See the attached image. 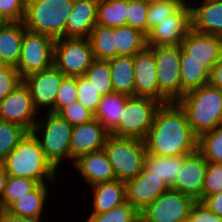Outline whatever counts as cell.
Returning <instances> with one entry per match:
<instances>
[{"label": "cell", "mask_w": 222, "mask_h": 222, "mask_svg": "<svg viewBox=\"0 0 222 222\" xmlns=\"http://www.w3.org/2000/svg\"><path fill=\"white\" fill-rule=\"evenodd\" d=\"M41 114L35 108L28 87L22 82L0 101V120L17 124L31 132Z\"/></svg>", "instance_id": "12"}, {"label": "cell", "mask_w": 222, "mask_h": 222, "mask_svg": "<svg viewBox=\"0 0 222 222\" xmlns=\"http://www.w3.org/2000/svg\"><path fill=\"white\" fill-rule=\"evenodd\" d=\"M75 0H27L23 24L27 31L64 38Z\"/></svg>", "instance_id": "5"}, {"label": "cell", "mask_w": 222, "mask_h": 222, "mask_svg": "<svg viewBox=\"0 0 222 222\" xmlns=\"http://www.w3.org/2000/svg\"><path fill=\"white\" fill-rule=\"evenodd\" d=\"M101 95L85 76H77V101L94 114L98 108Z\"/></svg>", "instance_id": "40"}, {"label": "cell", "mask_w": 222, "mask_h": 222, "mask_svg": "<svg viewBox=\"0 0 222 222\" xmlns=\"http://www.w3.org/2000/svg\"><path fill=\"white\" fill-rule=\"evenodd\" d=\"M58 114L72 126L84 124L95 119L94 113L84 107L80 102H72L63 107Z\"/></svg>", "instance_id": "43"}, {"label": "cell", "mask_w": 222, "mask_h": 222, "mask_svg": "<svg viewBox=\"0 0 222 222\" xmlns=\"http://www.w3.org/2000/svg\"><path fill=\"white\" fill-rule=\"evenodd\" d=\"M27 133L28 131L22 126L0 120V163Z\"/></svg>", "instance_id": "37"}, {"label": "cell", "mask_w": 222, "mask_h": 222, "mask_svg": "<svg viewBox=\"0 0 222 222\" xmlns=\"http://www.w3.org/2000/svg\"><path fill=\"white\" fill-rule=\"evenodd\" d=\"M5 21L0 17V25L4 24Z\"/></svg>", "instance_id": "53"}, {"label": "cell", "mask_w": 222, "mask_h": 222, "mask_svg": "<svg viewBox=\"0 0 222 222\" xmlns=\"http://www.w3.org/2000/svg\"><path fill=\"white\" fill-rule=\"evenodd\" d=\"M91 191L93 200L89 214L108 212L126 202V184L117 179L92 185Z\"/></svg>", "instance_id": "23"}, {"label": "cell", "mask_w": 222, "mask_h": 222, "mask_svg": "<svg viewBox=\"0 0 222 222\" xmlns=\"http://www.w3.org/2000/svg\"><path fill=\"white\" fill-rule=\"evenodd\" d=\"M7 65L0 60V71L3 70Z\"/></svg>", "instance_id": "52"}, {"label": "cell", "mask_w": 222, "mask_h": 222, "mask_svg": "<svg viewBox=\"0 0 222 222\" xmlns=\"http://www.w3.org/2000/svg\"><path fill=\"white\" fill-rule=\"evenodd\" d=\"M77 101V77L65 76L60 84L54 107L49 111L58 113L66 105Z\"/></svg>", "instance_id": "41"}, {"label": "cell", "mask_w": 222, "mask_h": 222, "mask_svg": "<svg viewBox=\"0 0 222 222\" xmlns=\"http://www.w3.org/2000/svg\"><path fill=\"white\" fill-rule=\"evenodd\" d=\"M187 1L191 8V29L222 38V0Z\"/></svg>", "instance_id": "20"}, {"label": "cell", "mask_w": 222, "mask_h": 222, "mask_svg": "<svg viewBox=\"0 0 222 222\" xmlns=\"http://www.w3.org/2000/svg\"><path fill=\"white\" fill-rule=\"evenodd\" d=\"M109 132L97 120L75 125L71 132V163L79 156L104 149Z\"/></svg>", "instance_id": "17"}, {"label": "cell", "mask_w": 222, "mask_h": 222, "mask_svg": "<svg viewBox=\"0 0 222 222\" xmlns=\"http://www.w3.org/2000/svg\"><path fill=\"white\" fill-rule=\"evenodd\" d=\"M176 103L198 137L222 124V91L210 84L185 93Z\"/></svg>", "instance_id": "3"}, {"label": "cell", "mask_w": 222, "mask_h": 222, "mask_svg": "<svg viewBox=\"0 0 222 222\" xmlns=\"http://www.w3.org/2000/svg\"><path fill=\"white\" fill-rule=\"evenodd\" d=\"M181 48L187 53V59H195L209 70L222 59V38L192 29L182 41Z\"/></svg>", "instance_id": "18"}, {"label": "cell", "mask_w": 222, "mask_h": 222, "mask_svg": "<svg viewBox=\"0 0 222 222\" xmlns=\"http://www.w3.org/2000/svg\"><path fill=\"white\" fill-rule=\"evenodd\" d=\"M87 215L85 222H141L140 212L127 201L108 212Z\"/></svg>", "instance_id": "36"}, {"label": "cell", "mask_w": 222, "mask_h": 222, "mask_svg": "<svg viewBox=\"0 0 222 222\" xmlns=\"http://www.w3.org/2000/svg\"><path fill=\"white\" fill-rule=\"evenodd\" d=\"M99 0H75L67 19L64 37L88 38L97 25Z\"/></svg>", "instance_id": "22"}, {"label": "cell", "mask_w": 222, "mask_h": 222, "mask_svg": "<svg viewBox=\"0 0 222 222\" xmlns=\"http://www.w3.org/2000/svg\"><path fill=\"white\" fill-rule=\"evenodd\" d=\"M128 97L117 92L101 96L94 117L109 133L118 125Z\"/></svg>", "instance_id": "27"}, {"label": "cell", "mask_w": 222, "mask_h": 222, "mask_svg": "<svg viewBox=\"0 0 222 222\" xmlns=\"http://www.w3.org/2000/svg\"><path fill=\"white\" fill-rule=\"evenodd\" d=\"M56 185L57 183H43L39 184L33 191L21 197L13 203L7 211L13 215L24 218H39L43 217L46 202L49 201L48 195L49 187Z\"/></svg>", "instance_id": "25"}, {"label": "cell", "mask_w": 222, "mask_h": 222, "mask_svg": "<svg viewBox=\"0 0 222 222\" xmlns=\"http://www.w3.org/2000/svg\"><path fill=\"white\" fill-rule=\"evenodd\" d=\"M196 201L169 188L141 213V222H187Z\"/></svg>", "instance_id": "11"}, {"label": "cell", "mask_w": 222, "mask_h": 222, "mask_svg": "<svg viewBox=\"0 0 222 222\" xmlns=\"http://www.w3.org/2000/svg\"><path fill=\"white\" fill-rule=\"evenodd\" d=\"M198 151L207 162L222 163V124L198 137Z\"/></svg>", "instance_id": "33"}, {"label": "cell", "mask_w": 222, "mask_h": 222, "mask_svg": "<svg viewBox=\"0 0 222 222\" xmlns=\"http://www.w3.org/2000/svg\"><path fill=\"white\" fill-rule=\"evenodd\" d=\"M84 76L91 82L92 86L101 96L114 92L108 60L95 59L85 72Z\"/></svg>", "instance_id": "34"}, {"label": "cell", "mask_w": 222, "mask_h": 222, "mask_svg": "<svg viewBox=\"0 0 222 222\" xmlns=\"http://www.w3.org/2000/svg\"><path fill=\"white\" fill-rule=\"evenodd\" d=\"M160 106L161 103L152 98L129 96L118 125L109 134L144 141Z\"/></svg>", "instance_id": "7"}, {"label": "cell", "mask_w": 222, "mask_h": 222, "mask_svg": "<svg viewBox=\"0 0 222 222\" xmlns=\"http://www.w3.org/2000/svg\"><path fill=\"white\" fill-rule=\"evenodd\" d=\"M27 0H0V17L5 22H23Z\"/></svg>", "instance_id": "44"}, {"label": "cell", "mask_w": 222, "mask_h": 222, "mask_svg": "<svg viewBox=\"0 0 222 222\" xmlns=\"http://www.w3.org/2000/svg\"><path fill=\"white\" fill-rule=\"evenodd\" d=\"M182 96L194 89L209 84L210 70L195 59H187L181 48L180 56Z\"/></svg>", "instance_id": "28"}, {"label": "cell", "mask_w": 222, "mask_h": 222, "mask_svg": "<svg viewBox=\"0 0 222 222\" xmlns=\"http://www.w3.org/2000/svg\"><path fill=\"white\" fill-rule=\"evenodd\" d=\"M7 177L8 174L6 173L4 167L0 164V210H3V194Z\"/></svg>", "instance_id": "50"}, {"label": "cell", "mask_w": 222, "mask_h": 222, "mask_svg": "<svg viewBox=\"0 0 222 222\" xmlns=\"http://www.w3.org/2000/svg\"><path fill=\"white\" fill-rule=\"evenodd\" d=\"M185 2V0H165L150 3L147 13V35L159 22L174 14Z\"/></svg>", "instance_id": "38"}, {"label": "cell", "mask_w": 222, "mask_h": 222, "mask_svg": "<svg viewBox=\"0 0 222 222\" xmlns=\"http://www.w3.org/2000/svg\"><path fill=\"white\" fill-rule=\"evenodd\" d=\"M144 142L147 153L161 157L189 155L198 150V136L176 102L161 104Z\"/></svg>", "instance_id": "1"}, {"label": "cell", "mask_w": 222, "mask_h": 222, "mask_svg": "<svg viewBox=\"0 0 222 222\" xmlns=\"http://www.w3.org/2000/svg\"><path fill=\"white\" fill-rule=\"evenodd\" d=\"M108 61L113 91L126 96H134L133 56H116Z\"/></svg>", "instance_id": "26"}, {"label": "cell", "mask_w": 222, "mask_h": 222, "mask_svg": "<svg viewBox=\"0 0 222 222\" xmlns=\"http://www.w3.org/2000/svg\"><path fill=\"white\" fill-rule=\"evenodd\" d=\"M23 82L17 69L6 66L0 71V101L9 95L19 84Z\"/></svg>", "instance_id": "45"}, {"label": "cell", "mask_w": 222, "mask_h": 222, "mask_svg": "<svg viewBox=\"0 0 222 222\" xmlns=\"http://www.w3.org/2000/svg\"><path fill=\"white\" fill-rule=\"evenodd\" d=\"M191 30V8L186 2L172 15L159 22L147 35V46L181 45Z\"/></svg>", "instance_id": "13"}, {"label": "cell", "mask_w": 222, "mask_h": 222, "mask_svg": "<svg viewBox=\"0 0 222 222\" xmlns=\"http://www.w3.org/2000/svg\"><path fill=\"white\" fill-rule=\"evenodd\" d=\"M117 56H134L147 47V35L131 26L114 27Z\"/></svg>", "instance_id": "29"}, {"label": "cell", "mask_w": 222, "mask_h": 222, "mask_svg": "<svg viewBox=\"0 0 222 222\" xmlns=\"http://www.w3.org/2000/svg\"><path fill=\"white\" fill-rule=\"evenodd\" d=\"M146 3H156V2H161V1H165V0H144Z\"/></svg>", "instance_id": "51"}, {"label": "cell", "mask_w": 222, "mask_h": 222, "mask_svg": "<svg viewBox=\"0 0 222 222\" xmlns=\"http://www.w3.org/2000/svg\"><path fill=\"white\" fill-rule=\"evenodd\" d=\"M187 222H222V217H219L197 201L190 210Z\"/></svg>", "instance_id": "46"}, {"label": "cell", "mask_w": 222, "mask_h": 222, "mask_svg": "<svg viewBox=\"0 0 222 222\" xmlns=\"http://www.w3.org/2000/svg\"><path fill=\"white\" fill-rule=\"evenodd\" d=\"M181 167L182 155L161 157L147 153L143 168L146 171L151 172V175L161 178L170 188L173 185Z\"/></svg>", "instance_id": "30"}, {"label": "cell", "mask_w": 222, "mask_h": 222, "mask_svg": "<svg viewBox=\"0 0 222 222\" xmlns=\"http://www.w3.org/2000/svg\"><path fill=\"white\" fill-rule=\"evenodd\" d=\"M181 45L154 47L158 84V102L167 104L177 102L182 97Z\"/></svg>", "instance_id": "8"}, {"label": "cell", "mask_w": 222, "mask_h": 222, "mask_svg": "<svg viewBox=\"0 0 222 222\" xmlns=\"http://www.w3.org/2000/svg\"><path fill=\"white\" fill-rule=\"evenodd\" d=\"M25 31L23 22H5L0 25V60L7 66H17Z\"/></svg>", "instance_id": "24"}, {"label": "cell", "mask_w": 222, "mask_h": 222, "mask_svg": "<svg viewBox=\"0 0 222 222\" xmlns=\"http://www.w3.org/2000/svg\"><path fill=\"white\" fill-rule=\"evenodd\" d=\"M97 25L120 27L127 25V0H99Z\"/></svg>", "instance_id": "32"}, {"label": "cell", "mask_w": 222, "mask_h": 222, "mask_svg": "<svg viewBox=\"0 0 222 222\" xmlns=\"http://www.w3.org/2000/svg\"><path fill=\"white\" fill-rule=\"evenodd\" d=\"M207 171V161L197 150L189 155H182V167L170 187L182 194L202 202V187Z\"/></svg>", "instance_id": "15"}, {"label": "cell", "mask_w": 222, "mask_h": 222, "mask_svg": "<svg viewBox=\"0 0 222 222\" xmlns=\"http://www.w3.org/2000/svg\"><path fill=\"white\" fill-rule=\"evenodd\" d=\"M209 84L222 91V59L210 70Z\"/></svg>", "instance_id": "48"}, {"label": "cell", "mask_w": 222, "mask_h": 222, "mask_svg": "<svg viewBox=\"0 0 222 222\" xmlns=\"http://www.w3.org/2000/svg\"><path fill=\"white\" fill-rule=\"evenodd\" d=\"M88 40L94 59L109 60L117 56L113 27L96 25L89 34Z\"/></svg>", "instance_id": "31"}, {"label": "cell", "mask_w": 222, "mask_h": 222, "mask_svg": "<svg viewBox=\"0 0 222 222\" xmlns=\"http://www.w3.org/2000/svg\"><path fill=\"white\" fill-rule=\"evenodd\" d=\"M134 96L148 97L158 101V84L154 47H146L133 56Z\"/></svg>", "instance_id": "19"}, {"label": "cell", "mask_w": 222, "mask_h": 222, "mask_svg": "<svg viewBox=\"0 0 222 222\" xmlns=\"http://www.w3.org/2000/svg\"><path fill=\"white\" fill-rule=\"evenodd\" d=\"M54 45L55 39L49 35L25 31L15 67L22 79L53 66Z\"/></svg>", "instance_id": "10"}, {"label": "cell", "mask_w": 222, "mask_h": 222, "mask_svg": "<svg viewBox=\"0 0 222 222\" xmlns=\"http://www.w3.org/2000/svg\"><path fill=\"white\" fill-rule=\"evenodd\" d=\"M8 176L22 177L43 183H57V171L45 158L43 150L31 132L0 163Z\"/></svg>", "instance_id": "2"}, {"label": "cell", "mask_w": 222, "mask_h": 222, "mask_svg": "<svg viewBox=\"0 0 222 222\" xmlns=\"http://www.w3.org/2000/svg\"><path fill=\"white\" fill-rule=\"evenodd\" d=\"M201 203L210 211L222 217V192L206 197Z\"/></svg>", "instance_id": "47"}, {"label": "cell", "mask_w": 222, "mask_h": 222, "mask_svg": "<svg viewBox=\"0 0 222 222\" xmlns=\"http://www.w3.org/2000/svg\"><path fill=\"white\" fill-rule=\"evenodd\" d=\"M39 183L32 179L8 176L3 194V210H7L21 197L33 191Z\"/></svg>", "instance_id": "35"}, {"label": "cell", "mask_w": 222, "mask_h": 222, "mask_svg": "<svg viewBox=\"0 0 222 222\" xmlns=\"http://www.w3.org/2000/svg\"><path fill=\"white\" fill-rule=\"evenodd\" d=\"M89 187L98 183L116 180L112 165L103 150L79 156L71 164Z\"/></svg>", "instance_id": "21"}, {"label": "cell", "mask_w": 222, "mask_h": 222, "mask_svg": "<svg viewBox=\"0 0 222 222\" xmlns=\"http://www.w3.org/2000/svg\"><path fill=\"white\" fill-rule=\"evenodd\" d=\"M44 115L43 118H38L40 120L31 133L38 140L45 158L59 171L65 160L66 163H71L70 141L73 126L58 113L46 111Z\"/></svg>", "instance_id": "4"}, {"label": "cell", "mask_w": 222, "mask_h": 222, "mask_svg": "<svg viewBox=\"0 0 222 222\" xmlns=\"http://www.w3.org/2000/svg\"><path fill=\"white\" fill-rule=\"evenodd\" d=\"M126 201L140 213L162 193L169 189L167 184L144 168L141 173L126 183Z\"/></svg>", "instance_id": "16"}, {"label": "cell", "mask_w": 222, "mask_h": 222, "mask_svg": "<svg viewBox=\"0 0 222 222\" xmlns=\"http://www.w3.org/2000/svg\"><path fill=\"white\" fill-rule=\"evenodd\" d=\"M104 151L112 165L115 177L119 181L126 183L143 170L147 154L143 140L109 135Z\"/></svg>", "instance_id": "6"}, {"label": "cell", "mask_w": 222, "mask_h": 222, "mask_svg": "<svg viewBox=\"0 0 222 222\" xmlns=\"http://www.w3.org/2000/svg\"><path fill=\"white\" fill-rule=\"evenodd\" d=\"M222 192V163L207 162V171L202 187V201L214 194Z\"/></svg>", "instance_id": "42"}, {"label": "cell", "mask_w": 222, "mask_h": 222, "mask_svg": "<svg viewBox=\"0 0 222 222\" xmlns=\"http://www.w3.org/2000/svg\"><path fill=\"white\" fill-rule=\"evenodd\" d=\"M43 217L39 218H24L16 216L7 210H0V222H45Z\"/></svg>", "instance_id": "49"}, {"label": "cell", "mask_w": 222, "mask_h": 222, "mask_svg": "<svg viewBox=\"0 0 222 222\" xmlns=\"http://www.w3.org/2000/svg\"><path fill=\"white\" fill-rule=\"evenodd\" d=\"M65 75L54 65L48 69L33 73L23 78L28 87L35 108L49 112L54 107V102ZM46 109V110H45Z\"/></svg>", "instance_id": "14"}, {"label": "cell", "mask_w": 222, "mask_h": 222, "mask_svg": "<svg viewBox=\"0 0 222 222\" xmlns=\"http://www.w3.org/2000/svg\"><path fill=\"white\" fill-rule=\"evenodd\" d=\"M149 3L144 0H127V25L147 35V13Z\"/></svg>", "instance_id": "39"}, {"label": "cell", "mask_w": 222, "mask_h": 222, "mask_svg": "<svg viewBox=\"0 0 222 222\" xmlns=\"http://www.w3.org/2000/svg\"><path fill=\"white\" fill-rule=\"evenodd\" d=\"M94 60L88 38L55 39L53 65L65 76H84Z\"/></svg>", "instance_id": "9"}]
</instances>
